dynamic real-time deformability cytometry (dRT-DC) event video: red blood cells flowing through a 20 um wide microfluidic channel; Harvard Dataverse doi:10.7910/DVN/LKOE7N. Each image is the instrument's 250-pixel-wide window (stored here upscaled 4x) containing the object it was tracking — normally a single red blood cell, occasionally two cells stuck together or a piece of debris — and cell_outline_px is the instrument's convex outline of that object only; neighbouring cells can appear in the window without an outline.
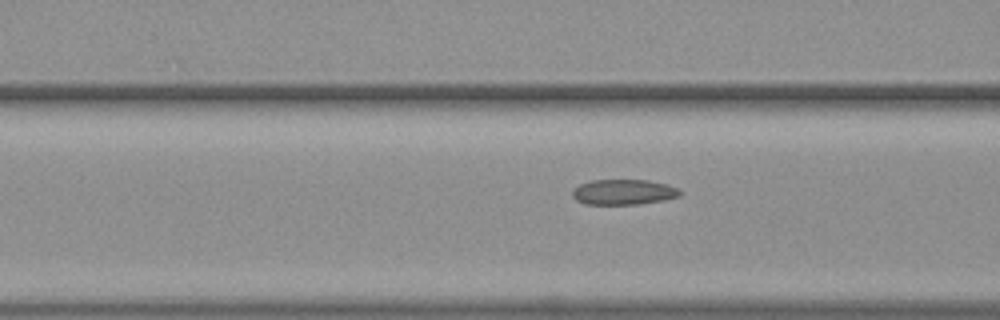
{"species": "common noctule bat (a hibernating species)", "species_latin": "Nyctalus noctula", "temperature_condition": "warm", "stored_images_in_passage": 14, "camera_frame_rate_fps": 3000, "um_per_image_px": 0.085, "animal": {"sex": "female", "body_mass_g": 19.3, "forearm_length_mm": 54.1}, "frame": {"image": 1, "passage_image": 12, "time_ms": 3.667, "image_size_px": [1000, 320], "cell_outline_px": [[680, 196], [664, 200], [640, 204], [584, 204], [576, 200], [572, 196], [572, 192], [580, 184], [592, 180], [648, 180], [668, 184], [680, 188]], "centroid_in_image_um": [53.03, 16.32], "position_along_channel_um": 113.6, "area_um2": 15.95}}